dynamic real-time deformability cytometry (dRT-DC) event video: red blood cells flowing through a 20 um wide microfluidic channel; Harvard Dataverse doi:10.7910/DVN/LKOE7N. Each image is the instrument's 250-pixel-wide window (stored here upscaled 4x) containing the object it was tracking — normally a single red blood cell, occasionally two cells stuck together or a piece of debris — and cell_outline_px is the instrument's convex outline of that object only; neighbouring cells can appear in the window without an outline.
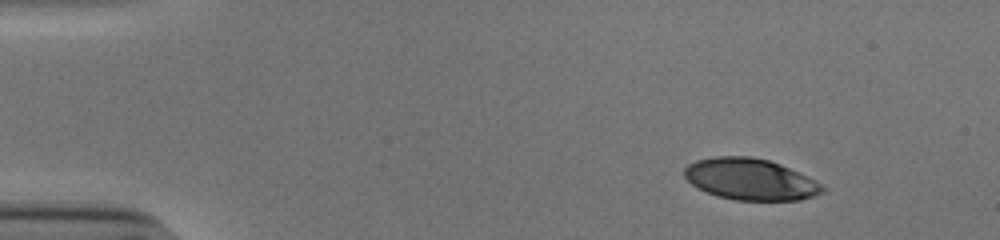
{"species": "human", "species_latin": "Homo sapiens", "temperature_condition": "cold", "stored_images_in_passage": 47, "camera_frame_rate_fps": 3000, "um_per_image_px": 0.085, "donor": {"sex": "male"}, "frame": {"image": 1, "passage_image": 1, "time_ms": 0.0, "image_size_px": [1000, 240], "cell_outline_px": [[824, 192], [816, 196], [800, 200], [736, 200], [720, 196], [696, 188], [684, 176], [684, 168], [688, 164], [696, 160], [716, 156], [752, 156], [768, 160], [780, 164], [820, 184], [824, 188]], "centroid_in_image_um": [63.74, 15.23], "position_along_channel_um": 21.3, "area_um2": 33.0}}
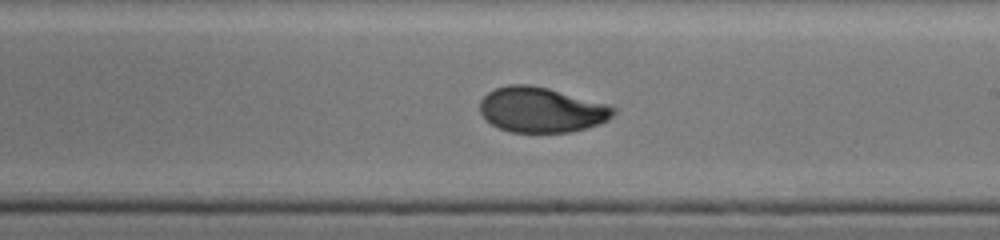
{"frame": {"image": 2, "passage_image": 26, "time_ms": 8.333, "image_size_px": [1000, 240], "cell_outline_px": [[616, 112], [608, 120], [600, 124], [568, 132], [508, 132], [484, 120], [480, 112], [480, 100], [488, 92], [496, 88], [508, 84], [528, 84], [548, 88], [604, 104], [616, 108]], "centroid_in_image_um": [45.97, 9.34], "position_along_channel_um": 243.0, "area_um2": 34.97}}
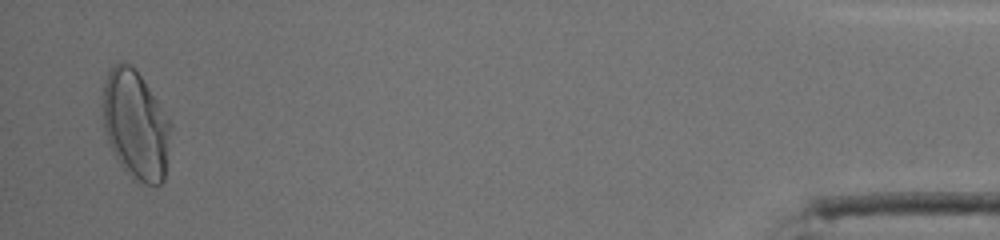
{"frame": {"image": 3, "passage_image": 46, "time_ms": 15.0, "image_size_px": [1000, 240], "cell_outline_px": [[172, 124], [164, 180], [160, 184], [144, 184], [132, 180], [120, 164], [112, 152], [104, 128], [104, 84], [108, 72], [112, 64], [120, 60], [128, 64], [140, 76]], "centroid_in_image_um": [11.53, 10.66], "position_along_channel_um": 423.7, "area_um2": 42.66}, "authors_computed_cell_mechanics": {"area_um2": 35.7204, "velocity_mm_per_s": 3.8796, "shape_relaxation_time_tau1_ms": 4.9122, "shape_relaxation_time_tau2_ms": 0.9538, "deformation_change_tau1": 0.211, "deformation_change_tau2": 0.0411}}